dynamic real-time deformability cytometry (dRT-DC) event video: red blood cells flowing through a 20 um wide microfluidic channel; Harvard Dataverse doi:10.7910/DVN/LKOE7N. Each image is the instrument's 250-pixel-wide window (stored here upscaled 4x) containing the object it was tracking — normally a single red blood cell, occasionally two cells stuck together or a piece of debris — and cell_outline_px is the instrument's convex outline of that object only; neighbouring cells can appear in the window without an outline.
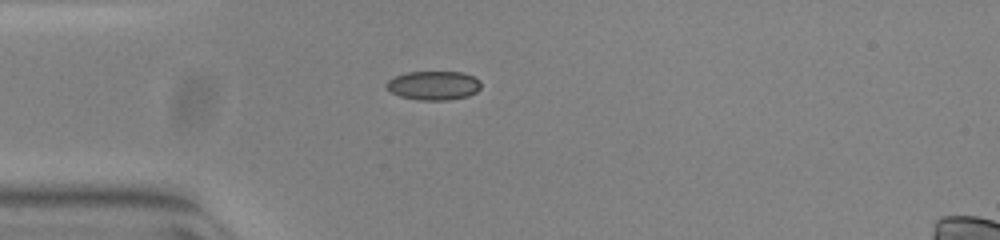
{"species": "common noctule bat (a hibernating species)", "species_latin": "Nyctalus noctula", "temperature_condition": "warm", "stored_images_in_passage": 39, "camera_frame_rate_fps": 3000, "um_per_image_px": 0.085, "animal": {"sex": "female", "body_mass_g": 23.0, "forearm_length_mm": 53.4}, "frame": {"image": 1, "passage_image": 1, "time_ms": 0.0, "image_size_px": [1000, 240], "cell_outline_px": [[480, 88], [476, 92], [468, 96], [448, 100], [416, 100], [400, 96], [392, 92], [384, 84], [388, 80], [396, 76], [408, 72], [464, 72], [480, 80]], "centroid_in_image_um": [36.86, 7.27], "position_along_channel_um": 48.1, "area_um2": 15.95}}
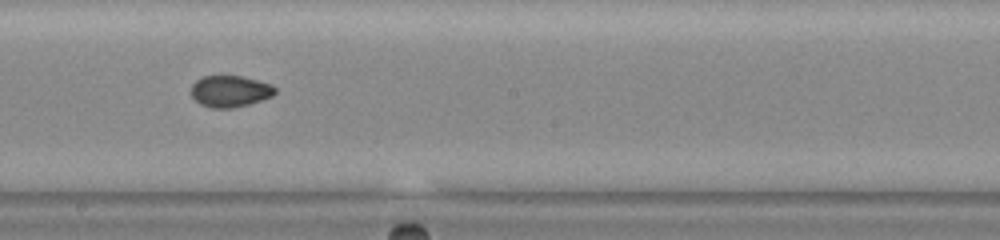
{"frame": {"image": 2, "passage_image": 16, "time_ms": 5.0, "image_size_px": [1000, 240], "cell_outline_px": [[276, 92], [272, 96], [248, 104], [232, 108], [212, 108], [200, 104], [192, 96], [192, 84], [196, 80], [204, 76], [244, 76], [272, 84], [276, 88]], "centroid_in_image_um": [19.57, 7.75], "position_along_channel_um": 228.6, "area_um2": 15.37}}
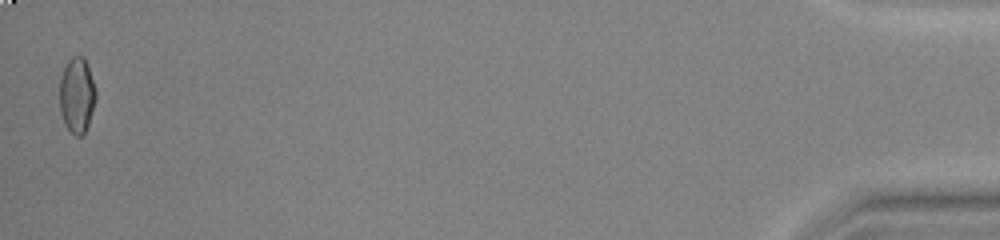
{"frame": {"image": 3, "passage_image": 39, "time_ms": 12.667, "image_size_px": [1000, 240], "cell_outline_px": [[96, 100], [88, 124], [84, 132], [80, 136], [76, 136], [64, 124], [60, 112], [60, 76], [68, 60], [72, 56], [84, 56], [96, 88]], "centroid_in_image_um": [6.54, 8.07], "position_along_channel_um": 428.7, "area_um2": 15.95}, "authors_computed_cell_mechanics": {"area_um2": 15.606, "velocity_mm_per_s": 3.8752, "shape_relaxation_time_tau1_ms": null, "shape_relaxation_time_tau2_ms": 0.9711, "deformation_change_tau1": null, "deformation_change_tau2": 0.038}}